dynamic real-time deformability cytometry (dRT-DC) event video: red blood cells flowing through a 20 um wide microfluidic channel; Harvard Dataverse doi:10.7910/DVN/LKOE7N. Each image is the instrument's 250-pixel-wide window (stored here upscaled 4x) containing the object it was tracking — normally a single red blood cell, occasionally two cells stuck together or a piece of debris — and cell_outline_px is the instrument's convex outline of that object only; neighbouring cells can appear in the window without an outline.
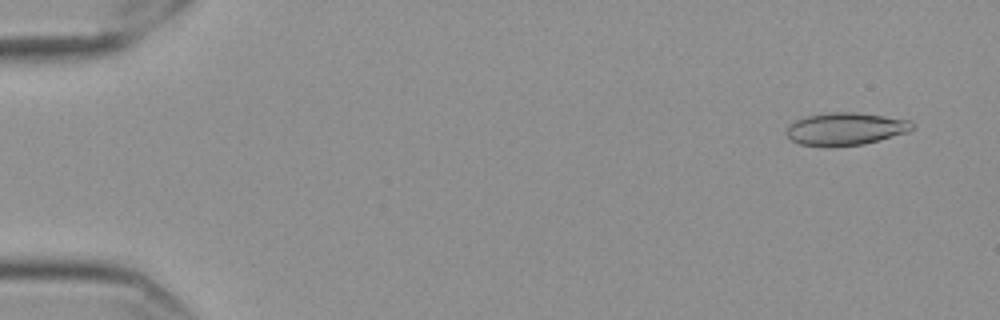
{"species": "Egyptian fruit bat (a non-hibernating species)", "species_latin": "Rousettus aegyptiacus", "temperature_condition": "cold", "stored_images_in_passage": 13, "camera_frame_rate_fps": 3000, "um_per_image_px": 0.085, "frame": {"image": 1, "passage_image": 4, "time_ms": 1.0, "image_size_px": [1000, 320], "cell_outline_px": [[912, 128], [908, 132], [880, 140], [864, 144], [828, 148], [800, 144], [792, 140], [784, 132], [788, 124], [796, 120], [808, 116], [832, 112], [856, 112], [908, 120], [912, 124]], "centroid_in_image_um": [71.81, 10.98], "position_along_channel_um": 13.2, "area_um2": 23.99}}